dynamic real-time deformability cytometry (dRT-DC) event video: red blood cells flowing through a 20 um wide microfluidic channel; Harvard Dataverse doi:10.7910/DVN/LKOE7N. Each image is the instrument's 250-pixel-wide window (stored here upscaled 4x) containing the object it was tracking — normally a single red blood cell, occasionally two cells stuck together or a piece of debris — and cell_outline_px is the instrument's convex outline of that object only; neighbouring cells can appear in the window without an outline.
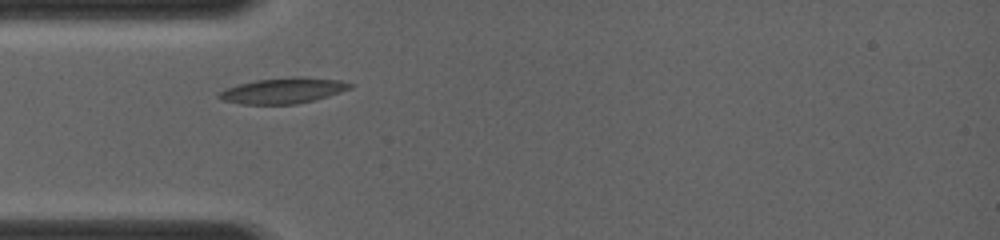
{"species": "common noctule bat (a hibernating species)", "species_latin": "Nyctalus noctula", "temperature_condition": "room temperature", "stored_images_in_passage": 4, "camera_frame_rate_fps": 4000, "um_per_image_px": 0.085, "animal": {"sex": "female", "body_mass_g": 19.0, "forearm_length_mm": 56.7}, "frame": {"image": 1, "passage_image": 2, "time_ms": 1.0, "image_size_px": [1000, 240], "cell_outline_px": [[356, 84], [352, 88], [328, 96], [296, 104], [240, 104], [224, 100], [216, 96], [224, 88], [256, 80], [292, 76], [300, 76], [340, 80]], "centroid_in_image_um": [24.09, 7.69], "position_along_channel_um": 60.9, "area_um2": 19.65}}
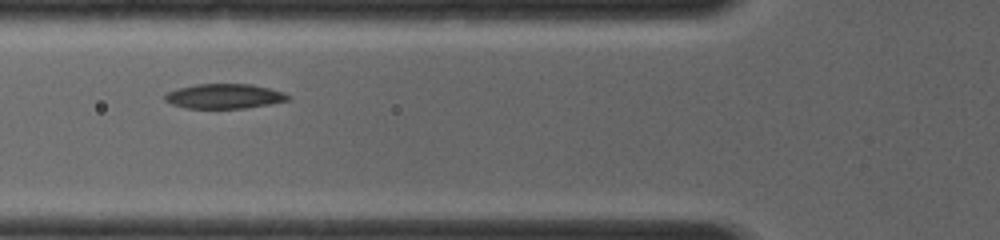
{"frame": {"image": 2, "passage_image": 3, "time_ms": 2.0, "image_size_px": [1000, 240], "cell_outline_px": [[292, 100], [244, 108], [184, 108], [172, 104], [164, 100], [164, 96], [168, 92], [176, 88], [196, 84], [252, 84], [284, 92], [292, 96]], "centroid_in_image_um": [19.08, 8.17], "position_along_channel_um": 106.7, "area_um2": 17.86}}
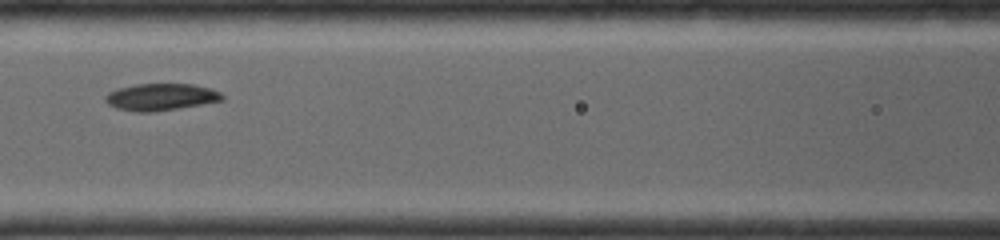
{"frame": {"image": 3, "passage_image": 4, "time_ms": 3.0, "image_size_px": [1000, 240], "cell_outline_px": [[224, 100], [204, 104], [180, 108], [152, 112], [136, 112], [116, 108], [108, 104], [104, 100], [104, 96], [108, 92], [120, 88], [136, 84], [192, 84], [212, 88], [220, 92], [224, 96]], "centroid_in_image_um": [13.69, 8.25], "position_along_channel_um": 152.9, "area_um2": 18.5}}